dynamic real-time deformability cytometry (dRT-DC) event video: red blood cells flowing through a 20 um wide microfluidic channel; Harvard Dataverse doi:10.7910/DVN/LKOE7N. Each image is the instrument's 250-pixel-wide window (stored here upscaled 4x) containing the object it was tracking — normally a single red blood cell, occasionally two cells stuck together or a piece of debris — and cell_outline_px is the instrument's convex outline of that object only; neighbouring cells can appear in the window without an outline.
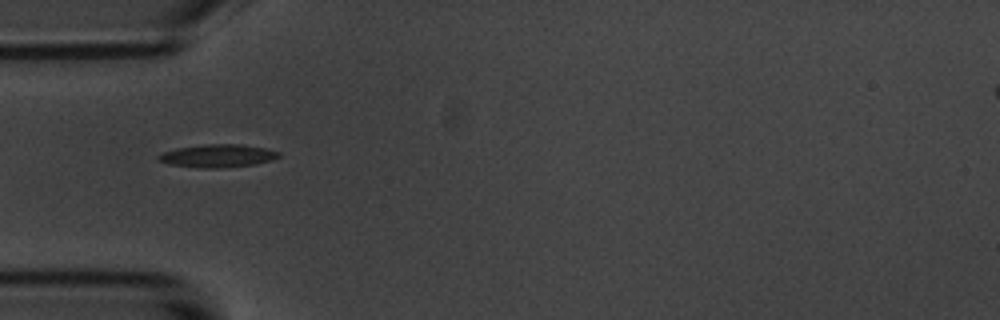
{"species": "common noctule bat (a hibernating species)", "species_latin": "Nyctalus noctula", "temperature_condition": "room temperature", "stored_images_in_passage": 40, "camera_frame_rate_fps": 3000, "um_per_image_px": 0.085, "animal": {"sex": "male", "body_mass_g": 20.1, "forearm_length_mm": 53.5}, "frame": {"image": 1, "passage_image": 1, "time_ms": 0.0, "image_size_px": [1000, 320], "cell_outline_px": [[280, 156], [272, 160], [256, 164], [216, 168], [196, 168], [168, 164], [156, 160], [156, 156], [164, 152], [176, 148], [204, 144], [240, 144], [264, 148], [280, 152]], "centroid_in_image_um": [18.46, 13.25], "position_along_channel_um": 66.5, "area_um2": 16.18}}
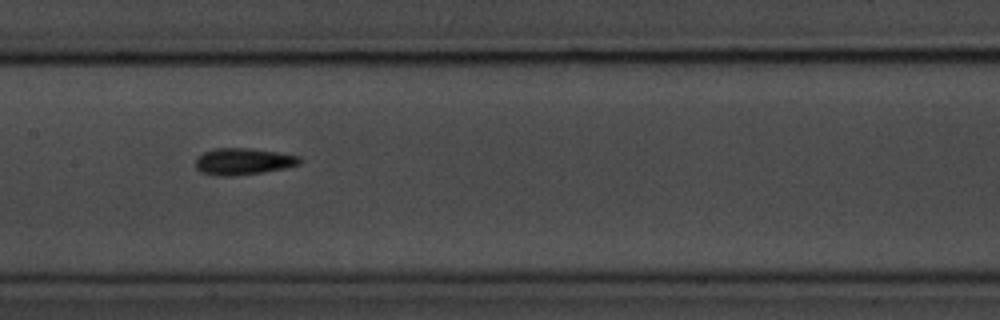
{"frame": {"image": 2, "passage_image": 11, "time_ms": 3.333, "image_size_px": [1000, 320], "cell_outline_px": [[304, 160], [300, 164], [284, 168], [264, 172], [236, 176], [212, 176], [200, 172], [196, 168], [196, 156], [212, 148], [248, 148], [276, 152], [300, 156]], "centroid_in_image_um": [20.65, 13.73], "position_along_channel_um": 186.8, "area_um2": 16.47}}
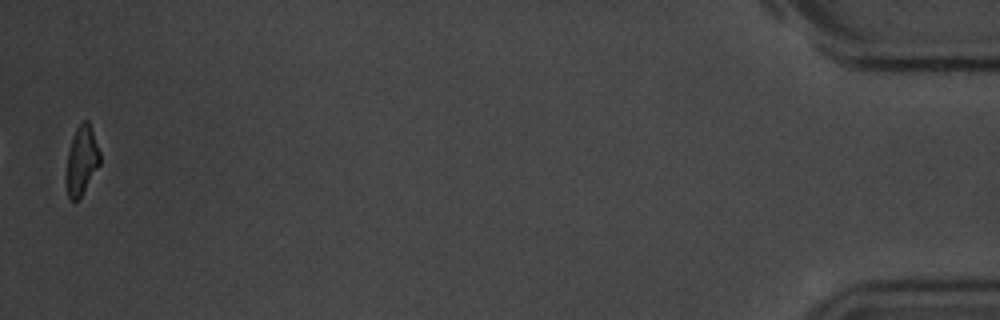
{"frame": {"image": 3, "passage_image": 39, "time_ms": 12.667, "image_size_px": [1000, 320], "cell_outline_px": [[100, 164], [80, 196], [76, 200], [72, 200], [68, 196], [68, 152], [76, 128], [84, 120], [88, 120], [100, 152]], "centroid_in_image_um": [6.98, 13.58], "position_along_channel_um": 428.2, "area_um2": 12.72}, "authors_computed_cell_mechanics": {"area_um2": 14.7968, "velocity_mm_per_s": 3.5897, "shape_relaxation_time_tau1_ms": 2.3365, "shape_relaxation_time_tau2_ms": 3.2888, "deformation_change_tau1": 0.1236, "deformation_change_tau2": 0.1176}}